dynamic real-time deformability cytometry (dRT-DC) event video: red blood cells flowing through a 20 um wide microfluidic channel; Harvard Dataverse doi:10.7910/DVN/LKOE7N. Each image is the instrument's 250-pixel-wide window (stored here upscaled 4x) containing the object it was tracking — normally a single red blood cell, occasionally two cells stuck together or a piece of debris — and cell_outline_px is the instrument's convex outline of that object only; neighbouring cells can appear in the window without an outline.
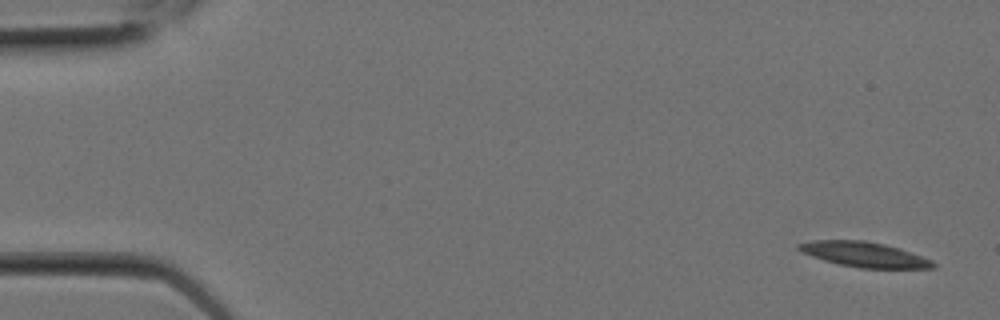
{"species": "Egyptian fruit bat (a non-hibernating species)", "species_latin": "Rousettus aegyptiacus", "temperature_condition": "room temperature", "stored_images_in_passage": 7, "camera_frame_rate_fps": 3000, "um_per_image_px": 0.085, "animal": {"sex": "female"}, "frame": {"image": 1, "passage_image": 1, "time_ms": 0.0, "image_size_px": [1000, 320], "cell_outline_px": [[936, 268], [860, 268], [840, 264], [824, 260], [812, 256], [796, 248], [796, 244], [812, 240], [864, 240], [884, 244], [900, 248], [932, 260], [936, 264]], "centroid_in_image_um": [73.47, 21.62], "position_along_channel_um": 11.5, "area_um2": 19.54}}
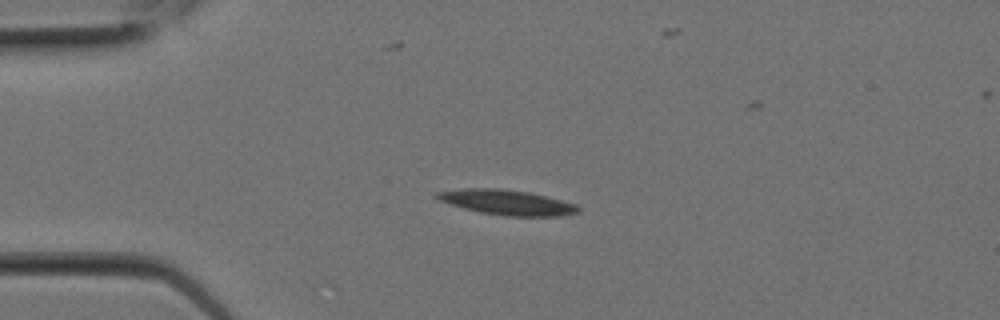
{"frame": {"image": 2, "passage_image": 5, "time_ms": 1.333, "image_size_px": [1000, 320], "cell_outline_px": [[580, 212], [560, 216], [504, 216], [480, 212], [464, 208], [440, 200], [432, 196], [436, 192], [464, 188], [500, 188], [528, 192], [576, 204], [580, 208]], "centroid_in_image_um": [43.08, 17.2], "position_along_channel_um": 41.9, "area_um2": 20.52}}